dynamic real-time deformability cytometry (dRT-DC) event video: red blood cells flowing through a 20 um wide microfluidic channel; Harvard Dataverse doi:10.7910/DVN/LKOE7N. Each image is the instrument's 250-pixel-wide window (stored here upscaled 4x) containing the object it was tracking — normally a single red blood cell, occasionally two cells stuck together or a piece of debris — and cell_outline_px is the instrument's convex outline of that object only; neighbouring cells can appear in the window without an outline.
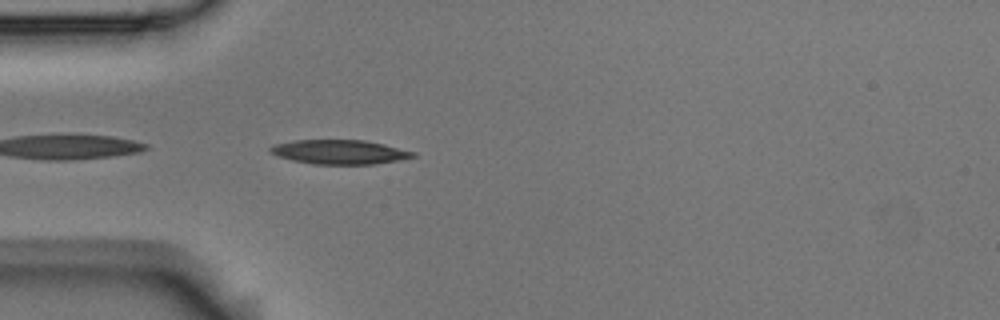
{"species": "Egyptian fruit bat (a non-hibernating species)", "species_latin": "Rousettus aegyptiacus", "temperature_condition": "room temperature", "stored_images_in_passage": 4, "camera_frame_rate_fps": 3000, "um_per_image_px": 0.085, "animal": {"sex": "male"}, "frame": {"image": 1, "passage_image": 4, "time_ms": 1.0, "image_size_px": [1000, 320], "cell_outline_px": [[416, 156], [396, 160], [372, 164], [312, 164], [292, 160], [280, 156], [272, 152], [268, 148], [276, 144], [296, 140], [364, 140], [384, 144], [416, 152]], "centroid_in_image_um": [28.88, 12.91], "position_along_channel_um": 56.1, "area_um2": 19.88}}